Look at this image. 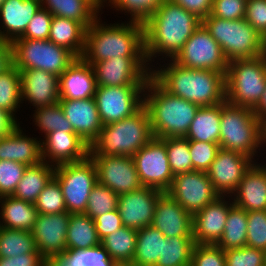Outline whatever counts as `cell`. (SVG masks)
<instances>
[{
	"instance_id": "obj_1",
	"label": "cell",
	"mask_w": 266,
	"mask_h": 266,
	"mask_svg": "<svg viewBox=\"0 0 266 266\" xmlns=\"http://www.w3.org/2000/svg\"><path fill=\"white\" fill-rule=\"evenodd\" d=\"M200 25L202 20L197 16L170 0H164L143 23L145 54L151 68L159 56L160 62L173 59Z\"/></svg>"
},
{
	"instance_id": "obj_2",
	"label": "cell",
	"mask_w": 266,
	"mask_h": 266,
	"mask_svg": "<svg viewBox=\"0 0 266 266\" xmlns=\"http://www.w3.org/2000/svg\"><path fill=\"white\" fill-rule=\"evenodd\" d=\"M166 61L160 62H164L163 65H154L151 76L167 92L200 107L214 106L226 101L224 73L184 67L173 59Z\"/></svg>"
},
{
	"instance_id": "obj_3",
	"label": "cell",
	"mask_w": 266,
	"mask_h": 266,
	"mask_svg": "<svg viewBox=\"0 0 266 266\" xmlns=\"http://www.w3.org/2000/svg\"><path fill=\"white\" fill-rule=\"evenodd\" d=\"M113 57H146L144 26L135 21L106 24L101 14L86 29L82 59L97 63Z\"/></svg>"
},
{
	"instance_id": "obj_4",
	"label": "cell",
	"mask_w": 266,
	"mask_h": 266,
	"mask_svg": "<svg viewBox=\"0 0 266 266\" xmlns=\"http://www.w3.org/2000/svg\"><path fill=\"white\" fill-rule=\"evenodd\" d=\"M144 106L153 136L185 137L199 105L167 92L152 76L146 82Z\"/></svg>"
},
{
	"instance_id": "obj_5",
	"label": "cell",
	"mask_w": 266,
	"mask_h": 266,
	"mask_svg": "<svg viewBox=\"0 0 266 266\" xmlns=\"http://www.w3.org/2000/svg\"><path fill=\"white\" fill-rule=\"evenodd\" d=\"M153 137L149 114L143 105L133 115L103 125L89 146V155L132 157Z\"/></svg>"
},
{
	"instance_id": "obj_6",
	"label": "cell",
	"mask_w": 266,
	"mask_h": 266,
	"mask_svg": "<svg viewBox=\"0 0 266 266\" xmlns=\"http://www.w3.org/2000/svg\"><path fill=\"white\" fill-rule=\"evenodd\" d=\"M219 146L257 162L262 148L261 121L252 108L235 106L227 101L221 103Z\"/></svg>"
},
{
	"instance_id": "obj_7",
	"label": "cell",
	"mask_w": 266,
	"mask_h": 266,
	"mask_svg": "<svg viewBox=\"0 0 266 266\" xmlns=\"http://www.w3.org/2000/svg\"><path fill=\"white\" fill-rule=\"evenodd\" d=\"M202 25L218 42L228 62L266 54V40L245 19L225 20L210 14Z\"/></svg>"
},
{
	"instance_id": "obj_8",
	"label": "cell",
	"mask_w": 266,
	"mask_h": 266,
	"mask_svg": "<svg viewBox=\"0 0 266 266\" xmlns=\"http://www.w3.org/2000/svg\"><path fill=\"white\" fill-rule=\"evenodd\" d=\"M225 86L227 102L253 108L266 88V54L228 62Z\"/></svg>"
},
{
	"instance_id": "obj_9",
	"label": "cell",
	"mask_w": 266,
	"mask_h": 266,
	"mask_svg": "<svg viewBox=\"0 0 266 266\" xmlns=\"http://www.w3.org/2000/svg\"><path fill=\"white\" fill-rule=\"evenodd\" d=\"M13 65L18 70L39 69L56 76L63 74L77 57L49 40L17 38L11 42Z\"/></svg>"
},
{
	"instance_id": "obj_10",
	"label": "cell",
	"mask_w": 266,
	"mask_h": 266,
	"mask_svg": "<svg viewBox=\"0 0 266 266\" xmlns=\"http://www.w3.org/2000/svg\"><path fill=\"white\" fill-rule=\"evenodd\" d=\"M54 177L61 186L67 212L85 213L89 195L97 183V171L92 159L88 156L79 162L56 165Z\"/></svg>"
},
{
	"instance_id": "obj_11",
	"label": "cell",
	"mask_w": 266,
	"mask_h": 266,
	"mask_svg": "<svg viewBox=\"0 0 266 266\" xmlns=\"http://www.w3.org/2000/svg\"><path fill=\"white\" fill-rule=\"evenodd\" d=\"M173 60L184 67L226 74L228 61L218 42L200 25Z\"/></svg>"
},
{
	"instance_id": "obj_12",
	"label": "cell",
	"mask_w": 266,
	"mask_h": 266,
	"mask_svg": "<svg viewBox=\"0 0 266 266\" xmlns=\"http://www.w3.org/2000/svg\"><path fill=\"white\" fill-rule=\"evenodd\" d=\"M146 86H97L94 94L102 125L120 121L144 105Z\"/></svg>"
},
{
	"instance_id": "obj_13",
	"label": "cell",
	"mask_w": 266,
	"mask_h": 266,
	"mask_svg": "<svg viewBox=\"0 0 266 266\" xmlns=\"http://www.w3.org/2000/svg\"><path fill=\"white\" fill-rule=\"evenodd\" d=\"M90 65L97 86H146L152 74L146 57H113Z\"/></svg>"
},
{
	"instance_id": "obj_14",
	"label": "cell",
	"mask_w": 266,
	"mask_h": 266,
	"mask_svg": "<svg viewBox=\"0 0 266 266\" xmlns=\"http://www.w3.org/2000/svg\"><path fill=\"white\" fill-rule=\"evenodd\" d=\"M132 157L142 186L163 192L170 188L174 175L169 166L166 138L153 137Z\"/></svg>"
},
{
	"instance_id": "obj_15",
	"label": "cell",
	"mask_w": 266,
	"mask_h": 266,
	"mask_svg": "<svg viewBox=\"0 0 266 266\" xmlns=\"http://www.w3.org/2000/svg\"><path fill=\"white\" fill-rule=\"evenodd\" d=\"M166 192L192 215L220 196L215 191L207 172L203 171L175 175Z\"/></svg>"
},
{
	"instance_id": "obj_16",
	"label": "cell",
	"mask_w": 266,
	"mask_h": 266,
	"mask_svg": "<svg viewBox=\"0 0 266 266\" xmlns=\"http://www.w3.org/2000/svg\"><path fill=\"white\" fill-rule=\"evenodd\" d=\"M95 164L97 182L110 188L118 195L142 187L133 157L89 155Z\"/></svg>"
},
{
	"instance_id": "obj_17",
	"label": "cell",
	"mask_w": 266,
	"mask_h": 266,
	"mask_svg": "<svg viewBox=\"0 0 266 266\" xmlns=\"http://www.w3.org/2000/svg\"><path fill=\"white\" fill-rule=\"evenodd\" d=\"M253 163L244 154L220 147L207 174L220 196H231Z\"/></svg>"
},
{
	"instance_id": "obj_18",
	"label": "cell",
	"mask_w": 266,
	"mask_h": 266,
	"mask_svg": "<svg viewBox=\"0 0 266 266\" xmlns=\"http://www.w3.org/2000/svg\"><path fill=\"white\" fill-rule=\"evenodd\" d=\"M162 193L153 187L142 186L138 190L120 194L117 209L123 226L139 230L151 225L156 202Z\"/></svg>"
},
{
	"instance_id": "obj_19",
	"label": "cell",
	"mask_w": 266,
	"mask_h": 266,
	"mask_svg": "<svg viewBox=\"0 0 266 266\" xmlns=\"http://www.w3.org/2000/svg\"><path fill=\"white\" fill-rule=\"evenodd\" d=\"M70 215L69 212L37 215L31 233L37 250L45 259L62 255L67 250L66 237Z\"/></svg>"
},
{
	"instance_id": "obj_20",
	"label": "cell",
	"mask_w": 266,
	"mask_h": 266,
	"mask_svg": "<svg viewBox=\"0 0 266 266\" xmlns=\"http://www.w3.org/2000/svg\"><path fill=\"white\" fill-rule=\"evenodd\" d=\"M233 205L231 196H218L213 202L193 215L195 244L216 245L219 242L224 232L229 209Z\"/></svg>"
},
{
	"instance_id": "obj_21",
	"label": "cell",
	"mask_w": 266,
	"mask_h": 266,
	"mask_svg": "<svg viewBox=\"0 0 266 266\" xmlns=\"http://www.w3.org/2000/svg\"><path fill=\"white\" fill-rule=\"evenodd\" d=\"M41 139L42 159L51 165L79 162L89 156V145L75 132L53 131Z\"/></svg>"
},
{
	"instance_id": "obj_22",
	"label": "cell",
	"mask_w": 266,
	"mask_h": 266,
	"mask_svg": "<svg viewBox=\"0 0 266 266\" xmlns=\"http://www.w3.org/2000/svg\"><path fill=\"white\" fill-rule=\"evenodd\" d=\"M151 225L166 238L193 237V215L167 192H163L156 202Z\"/></svg>"
},
{
	"instance_id": "obj_23",
	"label": "cell",
	"mask_w": 266,
	"mask_h": 266,
	"mask_svg": "<svg viewBox=\"0 0 266 266\" xmlns=\"http://www.w3.org/2000/svg\"><path fill=\"white\" fill-rule=\"evenodd\" d=\"M19 71L22 103L28 102L36 109L59 102L58 76L39 69Z\"/></svg>"
},
{
	"instance_id": "obj_24",
	"label": "cell",
	"mask_w": 266,
	"mask_h": 266,
	"mask_svg": "<svg viewBox=\"0 0 266 266\" xmlns=\"http://www.w3.org/2000/svg\"><path fill=\"white\" fill-rule=\"evenodd\" d=\"M59 104L73 131L90 146L103 126L94 97L82 100L59 99Z\"/></svg>"
},
{
	"instance_id": "obj_25",
	"label": "cell",
	"mask_w": 266,
	"mask_h": 266,
	"mask_svg": "<svg viewBox=\"0 0 266 266\" xmlns=\"http://www.w3.org/2000/svg\"><path fill=\"white\" fill-rule=\"evenodd\" d=\"M41 7L40 0H3L0 4V39L11 43L21 37Z\"/></svg>"
},
{
	"instance_id": "obj_26",
	"label": "cell",
	"mask_w": 266,
	"mask_h": 266,
	"mask_svg": "<svg viewBox=\"0 0 266 266\" xmlns=\"http://www.w3.org/2000/svg\"><path fill=\"white\" fill-rule=\"evenodd\" d=\"M231 197L235 206L246 211L266 210V164L254 162Z\"/></svg>"
},
{
	"instance_id": "obj_27",
	"label": "cell",
	"mask_w": 266,
	"mask_h": 266,
	"mask_svg": "<svg viewBox=\"0 0 266 266\" xmlns=\"http://www.w3.org/2000/svg\"><path fill=\"white\" fill-rule=\"evenodd\" d=\"M97 83L93 68L82 58H77L59 76L60 99L82 100L94 97Z\"/></svg>"
},
{
	"instance_id": "obj_28",
	"label": "cell",
	"mask_w": 266,
	"mask_h": 266,
	"mask_svg": "<svg viewBox=\"0 0 266 266\" xmlns=\"http://www.w3.org/2000/svg\"><path fill=\"white\" fill-rule=\"evenodd\" d=\"M0 160L16 161L27 166L41 163V139L26 135L19 126L12 134L0 139Z\"/></svg>"
},
{
	"instance_id": "obj_29",
	"label": "cell",
	"mask_w": 266,
	"mask_h": 266,
	"mask_svg": "<svg viewBox=\"0 0 266 266\" xmlns=\"http://www.w3.org/2000/svg\"><path fill=\"white\" fill-rule=\"evenodd\" d=\"M38 212L33 203L15 198L0 197V227L16 230L33 229Z\"/></svg>"
},
{
	"instance_id": "obj_30",
	"label": "cell",
	"mask_w": 266,
	"mask_h": 266,
	"mask_svg": "<svg viewBox=\"0 0 266 266\" xmlns=\"http://www.w3.org/2000/svg\"><path fill=\"white\" fill-rule=\"evenodd\" d=\"M85 33L86 28L80 22L53 15L48 40L81 58L85 48Z\"/></svg>"
},
{
	"instance_id": "obj_31",
	"label": "cell",
	"mask_w": 266,
	"mask_h": 266,
	"mask_svg": "<svg viewBox=\"0 0 266 266\" xmlns=\"http://www.w3.org/2000/svg\"><path fill=\"white\" fill-rule=\"evenodd\" d=\"M42 7L52 15L80 22L86 29L100 15V10L91 0H40Z\"/></svg>"
},
{
	"instance_id": "obj_32",
	"label": "cell",
	"mask_w": 266,
	"mask_h": 266,
	"mask_svg": "<svg viewBox=\"0 0 266 266\" xmlns=\"http://www.w3.org/2000/svg\"><path fill=\"white\" fill-rule=\"evenodd\" d=\"M221 104L199 107L185 138L219 144Z\"/></svg>"
},
{
	"instance_id": "obj_33",
	"label": "cell",
	"mask_w": 266,
	"mask_h": 266,
	"mask_svg": "<svg viewBox=\"0 0 266 266\" xmlns=\"http://www.w3.org/2000/svg\"><path fill=\"white\" fill-rule=\"evenodd\" d=\"M54 171L55 166L45 161L27 166L12 196L34 204L39 194L54 176Z\"/></svg>"
},
{
	"instance_id": "obj_34",
	"label": "cell",
	"mask_w": 266,
	"mask_h": 266,
	"mask_svg": "<svg viewBox=\"0 0 266 266\" xmlns=\"http://www.w3.org/2000/svg\"><path fill=\"white\" fill-rule=\"evenodd\" d=\"M166 237L152 225L137 230L136 247L132 264L135 266H156L163 256V242Z\"/></svg>"
},
{
	"instance_id": "obj_35",
	"label": "cell",
	"mask_w": 266,
	"mask_h": 266,
	"mask_svg": "<svg viewBox=\"0 0 266 266\" xmlns=\"http://www.w3.org/2000/svg\"><path fill=\"white\" fill-rule=\"evenodd\" d=\"M67 250L77 251L101 244L95 222L85 213L71 214L67 229Z\"/></svg>"
},
{
	"instance_id": "obj_36",
	"label": "cell",
	"mask_w": 266,
	"mask_h": 266,
	"mask_svg": "<svg viewBox=\"0 0 266 266\" xmlns=\"http://www.w3.org/2000/svg\"><path fill=\"white\" fill-rule=\"evenodd\" d=\"M137 230L121 227L101 240V246L116 263H131L135 253Z\"/></svg>"
},
{
	"instance_id": "obj_37",
	"label": "cell",
	"mask_w": 266,
	"mask_h": 266,
	"mask_svg": "<svg viewBox=\"0 0 266 266\" xmlns=\"http://www.w3.org/2000/svg\"><path fill=\"white\" fill-rule=\"evenodd\" d=\"M247 225V211L233 205L229 209L224 232L216 245L224 251L246 246Z\"/></svg>"
},
{
	"instance_id": "obj_38",
	"label": "cell",
	"mask_w": 266,
	"mask_h": 266,
	"mask_svg": "<svg viewBox=\"0 0 266 266\" xmlns=\"http://www.w3.org/2000/svg\"><path fill=\"white\" fill-rule=\"evenodd\" d=\"M25 253H40L32 233L27 230L0 227V257H11Z\"/></svg>"
},
{
	"instance_id": "obj_39",
	"label": "cell",
	"mask_w": 266,
	"mask_h": 266,
	"mask_svg": "<svg viewBox=\"0 0 266 266\" xmlns=\"http://www.w3.org/2000/svg\"><path fill=\"white\" fill-rule=\"evenodd\" d=\"M194 245L193 237L166 238L156 266H190Z\"/></svg>"
},
{
	"instance_id": "obj_40",
	"label": "cell",
	"mask_w": 266,
	"mask_h": 266,
	"mask_svg": "<svg viewBox=\"0 0 266 266\" xmlns=\"http://www.w3.org/2000/svg\"><path fill=\"white\" fill-rule=\"evenodd\" d=\"M22 104L20 71L12 65L0 74V108L16 116Z\"/></svg>"
},
{
	"instance_id": "obj_41",
	"label": "cell",
	"mask_w": 266,
	"mask_h": 266,
	"mask_svg": "<svg viewBox=\"0 0 266 266\" xmlns=\"http://www.w3.org/2000/svg\"><path fill=\"white\" fill-rule=\"evenodd\" d=\"M33 123L40 133H43V137L49 132L64 131L74 132L71 123L65 117L59 102L47 105L44 107L36 108L33 110Z\"/></svg>"
},
{
	"instance_id": "obj_42",
	"label": "cell",
	"mask_w": 266,
	"mask_h": 266,
	"mask_svg": "<svg viewBox=\"0 0 266 266\" xmlns=\"http://www.w3.org/2000/svg\"><path fill=\"white\" fill-rule=\"evenodd\" d=\"M166 151L174 176L193 171L189 143L185 137L166 138Z\"/></svg>"
},
{
	"instance_id": "obj_43",
	"label": "cell",
	"mask_w": 266,
	"mask_h": 266,
	"mask_svg": "<svg viewBox=\"0 0 266 266\" xmlns=\"http://www.w3.org/2000/svg\"><path fill=\"white\" fill-rule=\"evenodd\" d=\"M107 7L130 15L129 21L144 23L164 0H107Z\"/></svg>"
},
{
	"instance_id": "obj_44",
	"label": "cell",
	"mask_w": 266,
	"mask_h": 266,
	"mask_svg": "<svg viewBox=\"0 0 266 266\" xmlns=\"http://www.w3.org/2000/svg\"><path fill=\"white\" fill-rule=\"evenodd\" d=\"M119 195L110 188L96 183L88 198L85 214L93 220L117 209Z\"/></svg>"
},
{
	"instance_id": "obj_45",
	"label": "cell",
	"mask_w": 266,
	"mask_h": 266,
	"mask_svg": "<svg viewBox=\"0 0 266 266\" xmlns=\"http://www.w3.org/2000/svg\"><path fill=\"white\" fill-rule=\"evenodd\" d=\"M34 205L38 214L67 212L61 186L54 176L39 194Z\"/></svg>"
},
{
	"instance_id": "obj_46",
	"label": "cell",
	"mask_w": 266,
	"mask_h": 266,
	"mask_svg": "<svg viewBox=\"0 0 266 266\" xmlns=\"http://www.w3.org/2000/svg\"><path fill=\"white\" fill-rule=\"evenodd\" d=\"M62 256L70 266H115L116 264L101 245L77 251L66 250Z\"/></svg>"
},
{
	"instance_id": "obj_47",
	"label": "cell",
	"mask_w": 266,
	"mask_h": 266,
	"mask_svg": "<svg viewBox=\"0 0 266 266\" xmlns=\"http://www.w3.org/2000/svg\"><path fill=\"white\" fill-rule=\"evenodd\" d=\"M247 243L266 252V210L247 211Z\"/></svg>"
},
{
	"instance_id": "obj_48",
	"label": "cell",
	"mask_w": 266,
	"mask_h": 266,
	"mask_svg": "<svg viewBox=\"0 0 266 266\" xmlns=\"http://www.w3.org/2000/svg\"><path fill=\"white\" fill-rule=\"evenodd\" d=\"M225 253V266H266V252L261 249L241 248L227 249Z\"/></svg>"
},
{
	"instance_id": "obj_49",
	"label": "cell",
	"mask_w": 266,
	"mask_h": 266,
	"mask_svg": "<svg viewBox=\"0 0 266 266\" xmlns=\"http://www.w3.org/2000/svg\"><path fill=\"white\" fill-rule=\"evenodd\" d=\"M27 165L10 160H0V197L12 196Z\"/></svg>"
},
{
	"instance_id": "obj_50",
	"label": "cell",
	"mask_w": 266,
	"mask_h": 266,
	"mask_svg": "<svg viewBox=\"0 0 266 266\" xmlns=\"http://www.w3.org/2000/svg\"><path fill=\"white\" fill-rule=\"evenodd\" d=\"M193 171L207 172L220 148L218 143L188 141Z\"/></svg>"
},
{
	"instance_id": "obj_51",
	"label": "cell",
	"mask_w": 266,
	"mask_h": 266,
	"mask_svg": "<svg viewBox=\"0 0 266 266\" xmlns=\"http://www.w3.org/2000/svg\"><path fill=\"white\" fill-rule=\"evenodd\" d=\"M190 266H225L224 250L213 244H195Z\"/></svg>"
},
{
	"instance_id": "obj_52",
	"label": "cell",
	"mask_w": 266,
	"mask_h": 266,
	"mask_svg": "<svg viewBox=\"0 0 266 266\" xmlns=\"http://www.w3.org/2000/svg\"><path fill=\"white\" fill-rule=\"evenodd\" d=\"M52 18L53 15L47 9L41 7L28 23L24 34L20 38L48 40Z\"/></svg>"
},
{
	"instance_id": "obj_53",
	"label": "cell",
	"mask_w": 266,
	"mask_h": 266,
	"mask_svg": "<svg viewBox=\"0 0 266 266\" xmlns=\"http://www.w3.org/2000/svg\"><path fill=\"white\" fill-rule=\"evenodd\" d=\"M247 0H213L211 15L225 20L244 19Z\"/></svg>"
},
{
	"instance_id": "obj_54",
	"label": "cell",
	"mask_w": 266,
	"mask_h": 266,
	"mask_svg": "<svg viewBox=\"0 0 266 266\" xmlns=\"http://www.w3.org/2000/svg\"><path fill=\"white\" fill-rule=\"evenodd\" d=\"M244 19L266 40V0H247Z\"/></svg>"
},
{
	"instance_id": "obj_55",
	"label": "cell",
	"mask_w": 266,
	"mask_h": 266,
	"mask_svg": "<svg viewBox=\"0 0 266 266\" xmlns=\"http://www.w3.org/2000/svg\"><path fill=\"white\" fill-rule=\"evenodd\" d=\"M94 222L100 240L123 227L118 209L96 217Z\"/></svg>"
},
{
	"instance_id": "obj_56",
	"label": "cell",
	"mask_w": 266,
	"mask_h": 266,
	"mask_svg": "<svg viewBox=\"0 0 266 266\" xmlns=\"http://www.w3.org/2000/svg\"><path fill=\"white\" fill-rule=\"evenodd\" d=\"M0 266H46V259L40 253H25L0 257Z\"/></svg>"
},
{
	"instance_id": "obj_57",
	"label": "cell",
	"mask_w": 266,
	"mask_h": 266,
	"mask_svg": "<svg viewBox=\"0 0 266 266\" xmlns=\"http://www.w3.org/2000/svg\"><path fill=\"white\" fill-rule=\"evenodd\" d=\"M180 5L188 12L197 16L200 20L205 19L211 14L213 0H170Z\"/></svg>"
},
{
	"instance_id": "obj_58",
	"label": "cell",
	"mask_w": 266,
	"mask_h": 266,
	"mask_svg": "<svg viewBox=\"0 0 266 266\" xmlns=\"http://www.w3.org/2000/svg\"><path fill=\"white\" fill-rule=\"evenodd\" d=\"M19 126L17 116L0 108V139L12 134Z\"/></svg>"
},
{
	"instance_id": "obj_59",
	"label": "cell",
	"mask_w": 266,
	"mask_h": 266,
	"mask_svg": "<svg viewBox=\"0 0 266 266\" xmlns=\"http://www.w3.org/2000/svg\"><path fill=\"white\" fill-rule=\"evenodd\" d=\"M13 65L11 43L0 39V74Z\"/></svg>"
},
{
	"instance_id": "obj_60",
	"label": "cell",
	"mask_w": 266,
	"mask_h": 266,
	"mask_svg": "<svg viewBox=\"0 0 266 266\" xmlns=\"http://www.w3.org/2000/svg\"><path fill=\"white\" fill-rule=\"evenodd\" d=\"M252 111L260 121L266 117V88L258 103L252 108Z\"/></svg>"
},
{
	"instance_id": "obj_61",
	"label": "cell",
	"mask_w": 266,
	"mask_h": 266,
	"mask_svg": "<svg viewBox=\"0 0 266 266\" xmlns=\"http://www.w3.org/2000/svg\"><path fill=\"white\" fill-rule=\"evenodd\" d=\"M46 266H70L62 255H54L46 258Z\"/></svg>"
},
{
	"instance_id": "obj_62",
	"label": "cell",
	"mask_w": 266,
	"mask_h": 266,
	"mask_svg": "<svg viewBox=\"0 0 266 266\" xmlns=\"http://www.w3.org/2000/svg\"><path fill=\"white\" fill-rule=\"evenodd\" d=\"M261 143H262V150L266 146V117L261 120Z\"/></svg>"
},
{
	"instance_id": "obj_63",
	"label": "cell",
	"mask_w": 266,
	"mask_h": 266,
	"mask_svg": "<svg viewBox=\"0 0 266 266\" xmlns=\"http://www.w3.org/2000/svg\"><path fill=\"white\" fill-rule=\"evenodd\" d=\"M100 10L106 6L107 0H91Z\"/></svg>"
},
{
	"instance_id": "obj_64",
	"label": "cell",
	"mask_w": 266,
	"mask_h": 266,
	"mask_svg": "<svg viewBox=\"0 0 266 266\" xmlns=\"http://www.w3.org/2000/svg\"><path fill=\"white\" fill-rule=\"evenodd\" d=\"M115 266H135L132 263H116Z\"/></svg>"
}]
</instances>
